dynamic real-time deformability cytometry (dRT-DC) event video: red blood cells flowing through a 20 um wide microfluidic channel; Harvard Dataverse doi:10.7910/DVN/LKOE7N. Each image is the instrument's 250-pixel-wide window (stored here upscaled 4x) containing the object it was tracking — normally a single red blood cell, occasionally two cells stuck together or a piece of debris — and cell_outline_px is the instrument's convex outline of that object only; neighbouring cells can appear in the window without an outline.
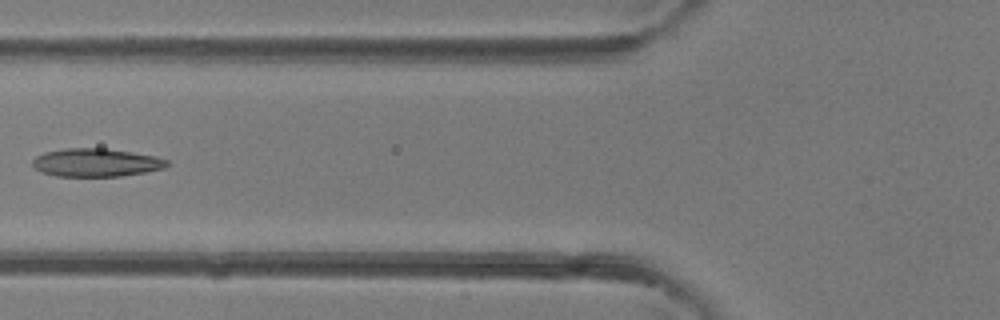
{"species": "common noctule bat (a hibernating species)", "species_latin": "Nyctalus noctula", "temperature_condition": "room temperature", "stored_images_in_passage": 2, "camera_frame_rate_fps": 3000, "um_per_image_px": 0.085, "animal": {"sex": "female"}, "frame": {"image": 1, "passage_image": 2, "time_ms": 1.0, "image_size_px": [1000, 320], "cell_outline_px": [[168, 164], [164, 168], [144, 172], [120, 176], [56, 176], [40, 172], [32, 168], [32, 160], [36, 156], [44, 152], [64, 148], [104, 148], [152, 156], [168, 160]], "centroid_in_image_um": [8.07, 13.82], "position_along_channel_um": 117.7, "area_um2": 21.96}}